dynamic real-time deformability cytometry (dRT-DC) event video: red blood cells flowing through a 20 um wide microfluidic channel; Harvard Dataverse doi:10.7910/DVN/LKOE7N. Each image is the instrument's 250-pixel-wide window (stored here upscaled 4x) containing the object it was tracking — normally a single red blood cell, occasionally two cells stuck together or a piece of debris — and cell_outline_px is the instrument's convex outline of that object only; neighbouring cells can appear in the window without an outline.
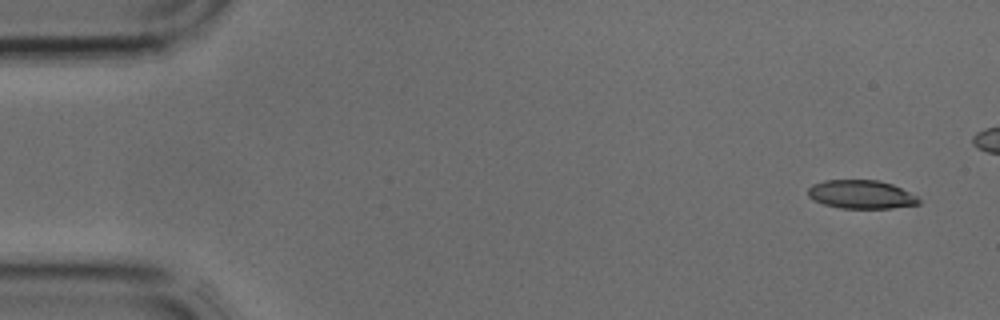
{"species": "common noctule bat (a hibernating species)", "species_latin": "Nyctalus noctula", "temperature_condition": "cold", "stored_images_in_passage": 6, "camera_frame_rate_fps": 3000, "um_per_image_px": 0.085, "animal": {"sex": "male", "body_mass_g": 17.9, "forearm_length_mm": 54.2}, "frame": {"image": 1, "passage_image": 1, "time_ms": 0.0, "image_size_px": [1000, 320], "cell_outline_px": [[920, 204], [892, 208], [840, 208], [824, 204], [812, 200], [808, 196], [808, 188], [812, 184], [824, 180], [880, 180], [892, 184], [916, 196], [920, 200]], "centroid_in_image_um": [73.17, 16.52], "position_along_channel_um": 11.8, "area_um2": 18.44}}